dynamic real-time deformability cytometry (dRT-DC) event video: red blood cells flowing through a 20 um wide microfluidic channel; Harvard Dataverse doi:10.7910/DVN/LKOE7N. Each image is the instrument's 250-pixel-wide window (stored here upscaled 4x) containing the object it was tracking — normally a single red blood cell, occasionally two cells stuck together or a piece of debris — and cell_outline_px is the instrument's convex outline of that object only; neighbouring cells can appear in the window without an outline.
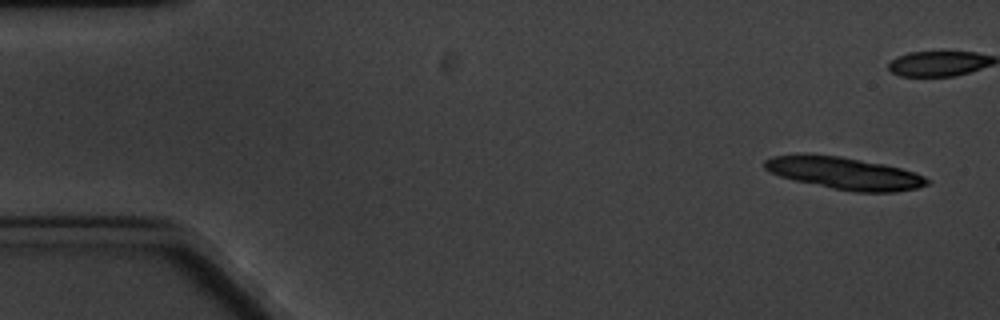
{"species": "common noctule bat (a hibernating species)", "species_latin": "Nyctalus noctula", "temperature_condition": "cold", "stored_images_in_passage": 10, "camera_frame_rate_fps": 3000, "um_per_image_px": 0.085, "animal": {"sex": "male", "body_mass_g": 20.1, "forearm_length_mm": 53.5}, "frame": {"image": 1, "passage_image": 1, "time_ms": 0.0, "image_size_px": [1000, 320], "cell_outline_px": [[932, 180], [928, 184], [916, 188], [896, 192], [856, 192], [832, 188], [796, 180], [780, 176], [768, 172], [764, 168], [764, 160], [772, 156], [804, 152], [808, 152], [840, 156], [884, 164], [900, 168], [924, 176]], "centroid_in_image_um": [71.72, 14.7], "position_along_channel_um": 13.3, "area_um2": 30.81}}